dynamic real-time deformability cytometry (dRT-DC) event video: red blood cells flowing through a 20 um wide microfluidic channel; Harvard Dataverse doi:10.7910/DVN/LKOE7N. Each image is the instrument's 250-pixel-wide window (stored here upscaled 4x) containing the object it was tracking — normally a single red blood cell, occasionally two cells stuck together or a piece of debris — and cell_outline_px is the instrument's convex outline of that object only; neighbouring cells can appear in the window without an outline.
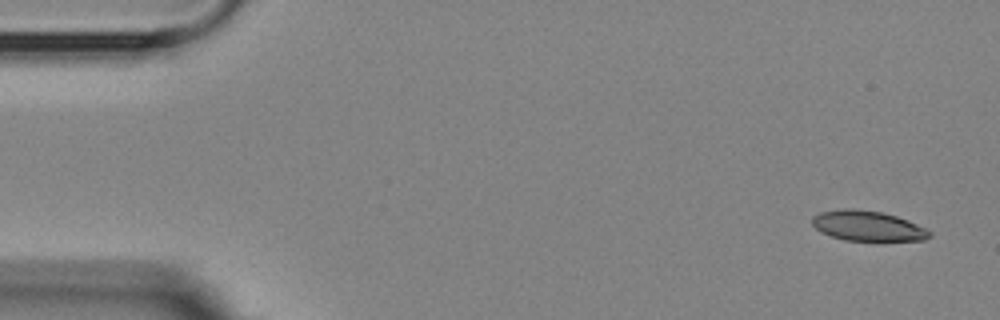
{"species": "Egyptian fruit bat (a non-hibernating species)", "species_latin": "Rousettus aegyptiacus", "temperature_condition": "room temperature", "stored_images_in_passage": 4, "camera_frame_rate_fps": 3000, "um_per_image_px": 0.085, "animal": {"sex": "female"}, "frame": {"image": 1, "passage_image": 1, "time_ms": 0.0, "image_size_px": [1000, 320], "cell_outline_px": [[932, 236], [924, 240], [844, 240], [820, 232], [812, 224], [812, 216], [820, 212], [844, 208], [852, 208], [880, 212], [896, 216], [908, 220], [932, 232]], "centroid_in_image_um": [73.73, 19.19], "position_along_channel_um": 11.3, "area_um2": 20.46}}
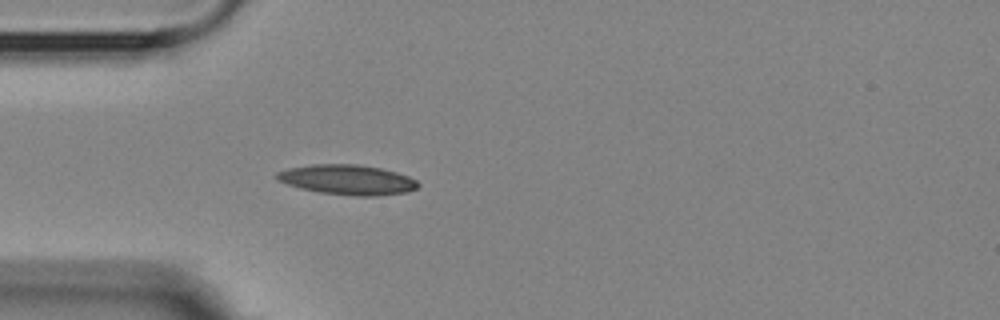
{"frame": {"image": 2, "passage_image": 4, "time_ms": 4.333, "image_size_px": [1000, 320], "cell_outline_px": [[420, 184], [416, 188], [408, 192], [376, 196], [356, 196], [320, 192], [300, 188], [288, 184], [280, 180], [276, 176], [276, 172], [288, 168], [312, 164], [356, 164], [380, 168], [396, 172], [408, 176], [416, 180]], "centroid_in_image_um": [29.56, 15.27], "position_along_channel_um": 55.4, "area_um2": 24.51}}